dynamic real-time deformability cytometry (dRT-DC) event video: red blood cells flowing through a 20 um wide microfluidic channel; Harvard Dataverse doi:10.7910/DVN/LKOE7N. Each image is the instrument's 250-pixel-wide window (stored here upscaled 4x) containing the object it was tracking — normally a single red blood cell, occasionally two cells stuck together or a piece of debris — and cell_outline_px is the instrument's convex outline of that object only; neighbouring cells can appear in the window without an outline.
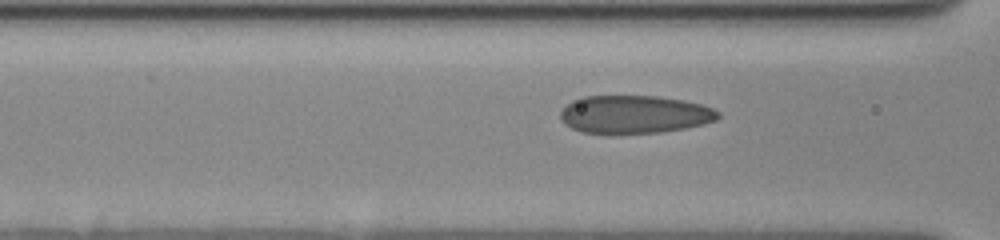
{"species": "human", "species_latin": "Homo sapiens", "temperature_condition": "cold", "stored_images_in_passage": 27, "camera_frame_rate_fps": 3000, "um_per_image_px": 0.085, "donor": {"sex": "female"}, "frame": {"image": 1, "passage_image": 24, "time_ms": 7.667, "image_size_px": [1000, 240], "cell_outline_px": [[720, 116], [716, 120], [704, 124], [684, 128], [660, 132], [580, 132], [564, 124], [560, 120], [560, 112], [572, 100], [580, 96], [656, 96], [684, 100], [700, 104], [712, 108], [720, 112]], "centroid_in_image_um": [53.92, 9.7], "position_along_channel_um": 112.7, "area_um2": 34.62}}